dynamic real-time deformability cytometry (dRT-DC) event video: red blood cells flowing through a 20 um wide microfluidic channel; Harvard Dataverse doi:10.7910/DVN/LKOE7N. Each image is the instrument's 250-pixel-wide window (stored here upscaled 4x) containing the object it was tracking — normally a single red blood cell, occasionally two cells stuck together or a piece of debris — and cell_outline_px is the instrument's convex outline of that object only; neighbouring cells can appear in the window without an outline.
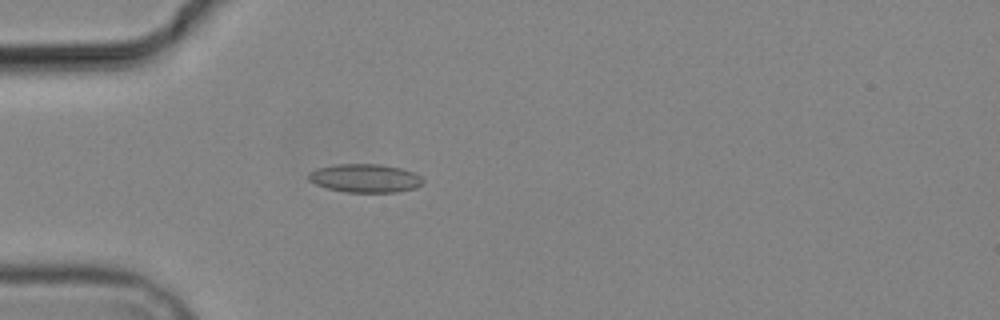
{"species": "common noctule bat (a hibernating species)", "species_latin": "Nyctalus noctula", "temperature_condition": "cold", "stored_images_in_passage": 3, "camera_frame_rate_fps": 3000, "um_per_image_px": 0.085, "animal": {"sex": "male", "body_mass_g": 19.2, "forearm_length_mm": 51.8}, "frame": {"image": 1, "passage_image": 3, "time_ms": 2.333, "image_size_px": [1000, 320], "cell_outline_px": [[424, 184], [416, 188], [396, 192], [344, 192], [328, 188], [316, 184], [308, 180], [308, 172], [316, 168], [336, 164], [380, 164], [400, 168], [412, 172], [420, 176], [424, 180]], "centroid_in_image_um": [31.03, 15.15], "position_along_channel_um": 54.0, "area_um2": 19.07}}